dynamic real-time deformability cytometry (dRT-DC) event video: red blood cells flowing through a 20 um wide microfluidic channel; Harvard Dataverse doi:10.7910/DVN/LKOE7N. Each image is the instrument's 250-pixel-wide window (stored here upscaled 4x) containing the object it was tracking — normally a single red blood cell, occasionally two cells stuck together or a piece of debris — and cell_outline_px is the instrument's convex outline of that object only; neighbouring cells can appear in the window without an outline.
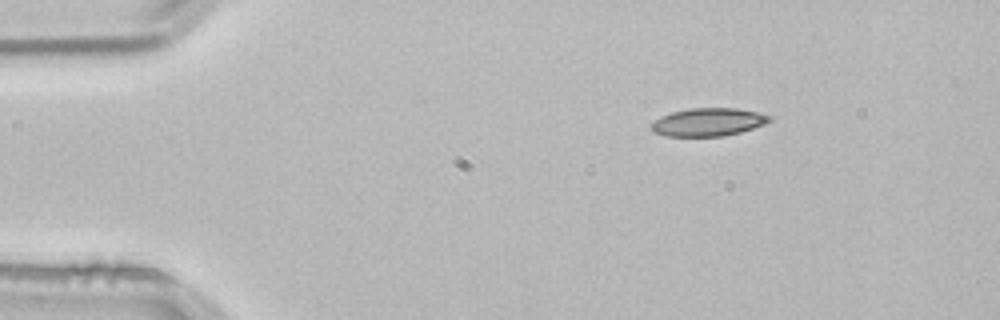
{"species": "common noctule bat (a hibernating species)", "species_latin": "Nyctalus noctula", "temperature_condition": "room temperature", "stored_images_in_passage": 2, "camera_frame_rate_fps": 3000, "um_per_image_px": 0.085, "animal": {"sex": "male", "body_mass_g": 21.5, "forearm_length_mm": 52.0}, "frame": {"image": 1, "passage_image": 1, "time_ms": 0.0, "image_size_px": [1000, 320], "cell_outline_px": [[772, 120], [764, 124], [740, 132], [724, 136], [664, 136], [652, 132], [652, 124], [660, 116], [672, 112], [692, 108], [736, 108], [756, 112], [772, 116]], "centroid_in_image_um": [60.19, 10.38], "position_along_channel_um": 24.8, "area_um2": 19.19}}